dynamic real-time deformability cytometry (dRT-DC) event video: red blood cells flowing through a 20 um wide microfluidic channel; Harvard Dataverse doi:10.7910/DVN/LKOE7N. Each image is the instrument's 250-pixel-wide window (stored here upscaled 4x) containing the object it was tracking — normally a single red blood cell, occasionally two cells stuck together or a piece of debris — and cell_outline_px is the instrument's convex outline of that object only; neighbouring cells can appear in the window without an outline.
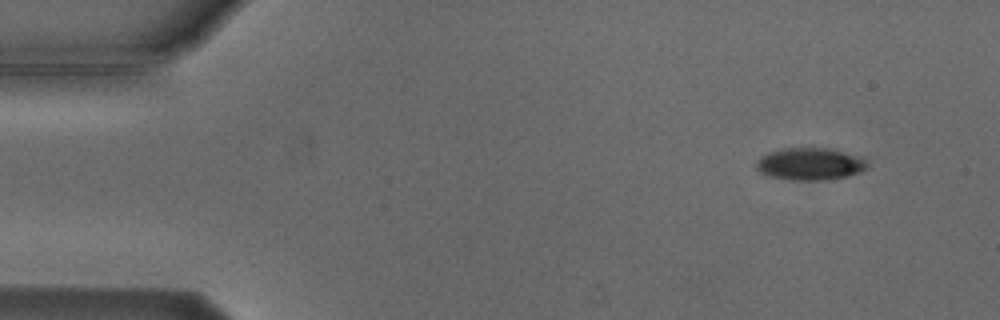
{"species": "Egyptian fruit bat (a non-hibernating species)", "species_latin": "Rousettus aegyptiacus", "temperature_condition": "cold", "stored_images_in_passage": 4, "camera_frame_rate_fps": 3000, "um_per_image_px": 0.085, "animal": {"sex": "male"}, "frame": {"image": 1, "passage_image": 1, "time_ms": 0.0, "image_size_px": [1000, 320], "cell_outline_px": [[868, 168], [860, 172], [848, 176], [824, 180], [792, 180], [772, 176], [760, 172], [756, 168], [756, 160], [760, 156], [768, 152], [780, 148], [832, 148], [864, 156], [868, 160]], "centroid_in_image_um": [68.91, 13.91], "position_along_channel_um": 16.1, "area_um2": 21.33}}
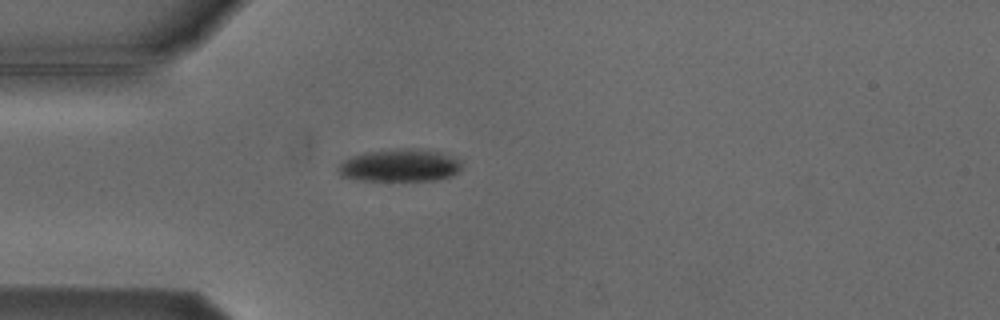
{"frame": {"image": 2, "passage_image": 4, "time_ms": 3.333, "image_size_px": [1000, 320], "cell_outline_px": [[464, 168], [452, 176], [436, 180], [360, 180], [340, 176], [336, 172], [336, 168], [344, 160], [352, 156], [364, 152], [400, 148], [416, 148], [444, 152], [456, 156], [464, 160]], "centroid_in_image_um": [34.07, 14.04], "position_along_channel_um": 50.9, "area_um2": 24.16}}